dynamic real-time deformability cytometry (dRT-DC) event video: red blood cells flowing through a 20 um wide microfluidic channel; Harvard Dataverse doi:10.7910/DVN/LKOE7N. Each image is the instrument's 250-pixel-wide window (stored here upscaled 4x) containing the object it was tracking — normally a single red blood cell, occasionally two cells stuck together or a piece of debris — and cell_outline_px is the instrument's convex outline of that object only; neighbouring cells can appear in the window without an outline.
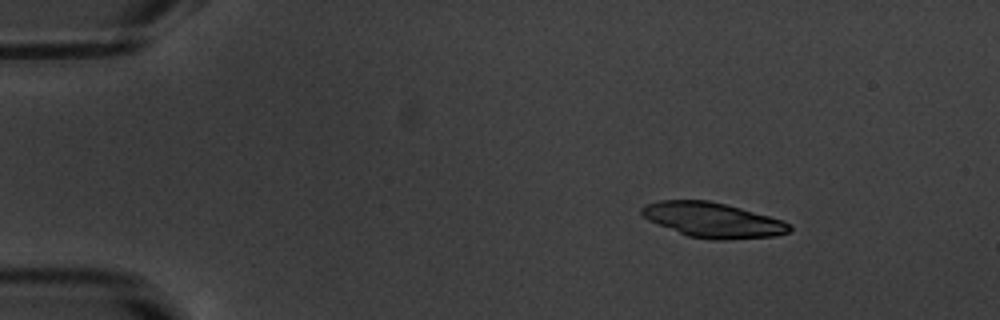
{"species": "common noctule bat (a hibernating species)", "species_latin": "Nyctalus noctula", "temperature_condition": "warm", "stored_images_in_passage": 46, "camera_frame_rate_fps": 3000, "um_per_image_px": 0.085, "animal": {"sex": "male", "body_mass_g": 20.1, "forearm_length_mm": 53.5}, "frame": {"image": 1, "passage_image": 1, "time_ms": 0.0, "image_size_px": [1000, 320], "cell_outline_px": [[792, 228], [788, 232], [776, 236], [724, 240], [712, 240], [688, 236], [648, 220], [640, 212], [640, 208], [644, 204], [660, 200], [708, 200], [740, 208], [784, 220], [792, 224]], "centroid_in_image_um": [60.6, 18.7], "position_along_channel_um": 24.4, "area_um2": 30.11}}